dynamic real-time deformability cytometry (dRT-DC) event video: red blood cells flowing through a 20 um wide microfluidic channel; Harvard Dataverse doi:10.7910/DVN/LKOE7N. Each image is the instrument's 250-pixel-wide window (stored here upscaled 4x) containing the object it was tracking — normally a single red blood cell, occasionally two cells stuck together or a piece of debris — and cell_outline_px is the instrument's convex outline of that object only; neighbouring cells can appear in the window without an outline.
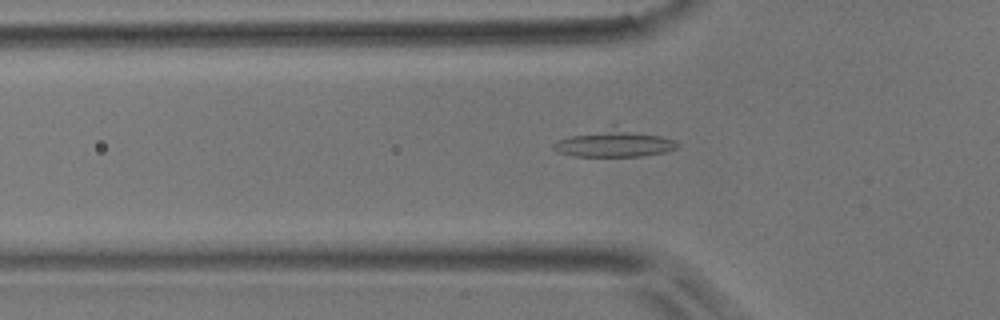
{"species": "common noctule bat (a hibernating species)", "species_latin": "Nyctalus noctula", "temperature_condition": "room temperature", "stored_images_in_passage": 39, "camera_frame_rate_fps": 3000, "um_per_image_px": 0.085, "animal": {"sex": "male", "body_mass_g": 17.9}, "frame": {"image": 1, "passage_image": 5, "time_ms": 1.333, "image_size_px": [1000, 320], "cell_outline_px": [[680, 144], [676, 148], [664, 152], [640, 156], [576, 156], [556, 152], [552, 148], [552, 144], [556, 140], [612, 120], [676, 140]], "centroid_in_image_um": [52.18, 12.05], "position_along_channel_um": 73.6, "area_um2": 21.73}}
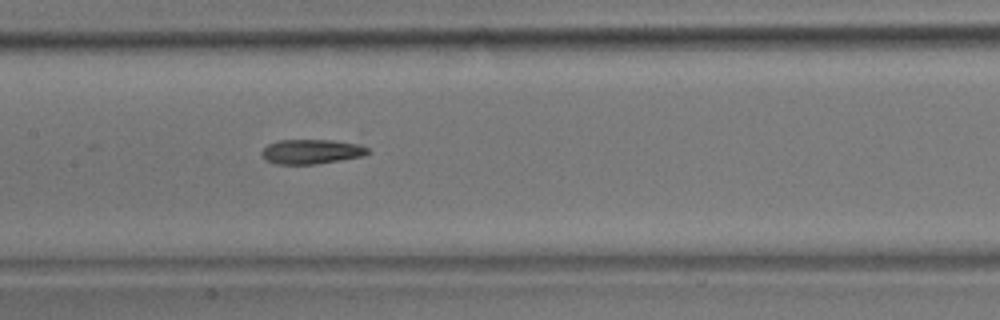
{"frame": {"image": 2, "passage_image": 13, "time_ms": 4.0, "image_size_px": [1000, 320], "cell_outline_px": [[372, 152], [364, 156], [316, 164], [276, 164], [264, 160], [260, 152], [268, 144], [276, 140], [332, 140], [360, 144], [368, 148]], "centroid_in_image_um": [26.47, 12.88], "position_along_channel_um": 180.9, "area_um2": 15.43}}
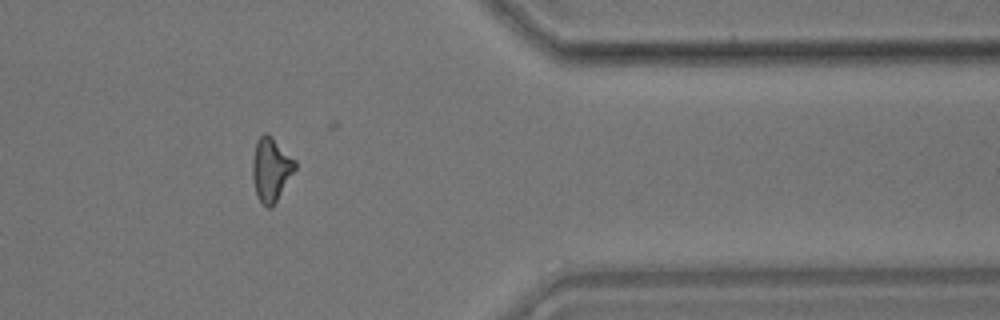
{"frame": {"image": 3, "passage_image": 30, "time_ms": 9.667, "image_size_px": [1000, 320], "cell_outline_px": [[296, 168], [272, 208], [268, 208], [256, 196], [252, 180], [252, 160], [256, 140], [264, 132], [272, 136], [296, 160]], "centroid_in_image_um": [23.02, 14.38], "position_along_channel_um": 388.4, "area_um2": 15.95}}